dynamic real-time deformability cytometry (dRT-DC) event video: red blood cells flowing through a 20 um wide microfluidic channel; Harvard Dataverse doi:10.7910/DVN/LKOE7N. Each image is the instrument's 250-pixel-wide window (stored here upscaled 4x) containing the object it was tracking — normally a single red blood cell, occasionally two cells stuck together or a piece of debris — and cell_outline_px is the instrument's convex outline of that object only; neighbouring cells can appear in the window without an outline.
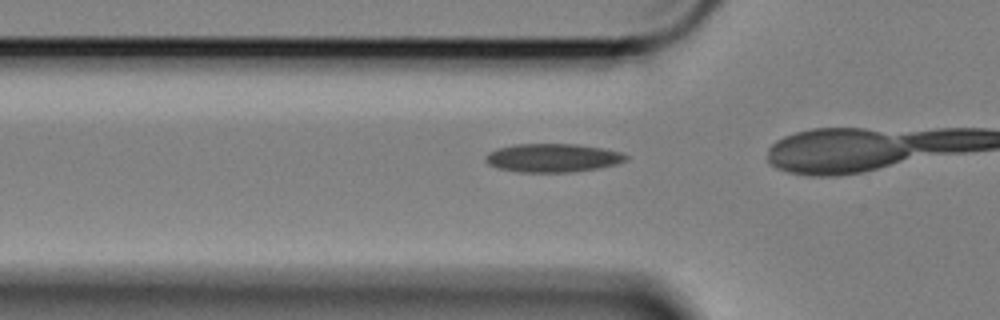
{"species": "Egyptian fruit bat (a non-hibernating species)", "species_latin": "Rousettus aegyptiacus", "temperature_condition": "cold", "stored_images_in_passage": 10, "camera_frame_rate_fps": 3000, "um_per_image_px": 0.085, "animal": {"sex": "female"}, "frame": {"image": 1, "passage_image": 4, "time_ms": 1.0, "image_size_px": [1000, 320], "cell_outline_px": [[628, 160], [616, 164], [596, 168], [572, 172], [516, 172], [500, 168], [488, 164], [484, 160], [484, 156], [488, 152], [496, 148], [516, 144], [576, 144], [600, 148], [620, 152], [628, 156]], "centroid_in_image_um": [46.93, 13.42], "position_along_channel_um": 78.9, "area_um2": 23.29}}
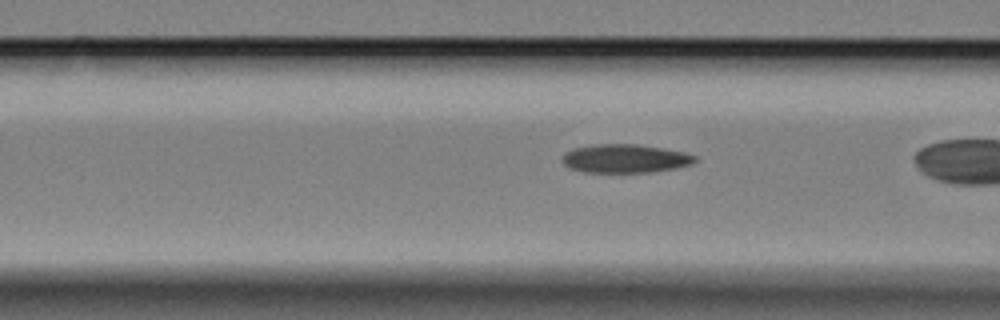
{"frame": {"image": 2, "passage_image": 7, "time_ms": 2.0, "image_size_px": [1000, 320], "cell_outline_px": [[700, 160], [692, 164], [676, 168], [652, 172], [584, 172], [572, 168], [564, 164], [564, 156], [568, 152], [576, 148], [592, 144], [636, 144], [664, 148], [684, 152], [696, 156]], "centroid_in_image_um": [53.23, 13.47], "position_along_channel_um": 113.4, "area_um2": 21.96}}